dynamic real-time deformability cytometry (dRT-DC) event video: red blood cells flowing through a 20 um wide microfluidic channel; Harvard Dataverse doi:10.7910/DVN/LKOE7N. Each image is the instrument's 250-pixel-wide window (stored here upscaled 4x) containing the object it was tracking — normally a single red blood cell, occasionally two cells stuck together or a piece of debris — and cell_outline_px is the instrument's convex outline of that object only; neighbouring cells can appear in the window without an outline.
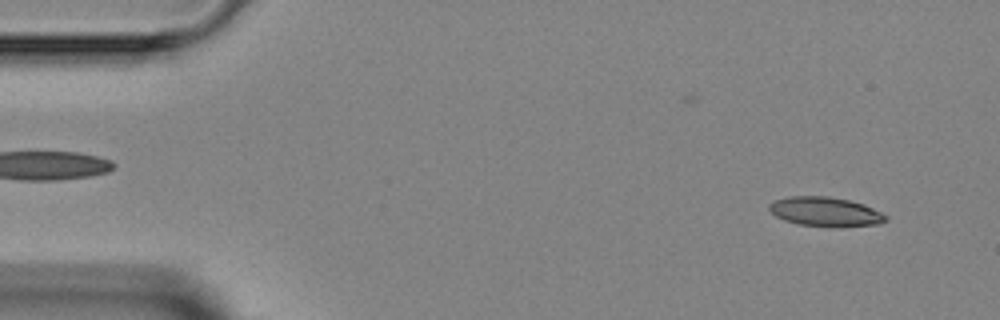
{"species": "Egyptian fruit bat (a non-hibernating species)", "species_latin": "Rousettus aegyptiacus", "temperature_condition": "room temperature", "stored_images_in_passage": 3, "camera_frame_rate_fps": 3000, "um_per_image_px": 0.085, "animal": {"sex": "female"}, "frame": {"image": 1, "passage_image": 1, "time_ms": 0.0, "image_size_px": [1000, 320], "cell_outline_px": [[888, 220], [880, 224], [840, 228], [800, 224], [784, 220], [776, 216], [768, 208], [768, 204], [772, 200], [788, 196], [828, 196], [848, 200], [864, 204], [888, 216]], "centroid_in_image_um": [70.17, 18.0], "position_along_channel_um": 14.8, "area_um2": 20.23}}